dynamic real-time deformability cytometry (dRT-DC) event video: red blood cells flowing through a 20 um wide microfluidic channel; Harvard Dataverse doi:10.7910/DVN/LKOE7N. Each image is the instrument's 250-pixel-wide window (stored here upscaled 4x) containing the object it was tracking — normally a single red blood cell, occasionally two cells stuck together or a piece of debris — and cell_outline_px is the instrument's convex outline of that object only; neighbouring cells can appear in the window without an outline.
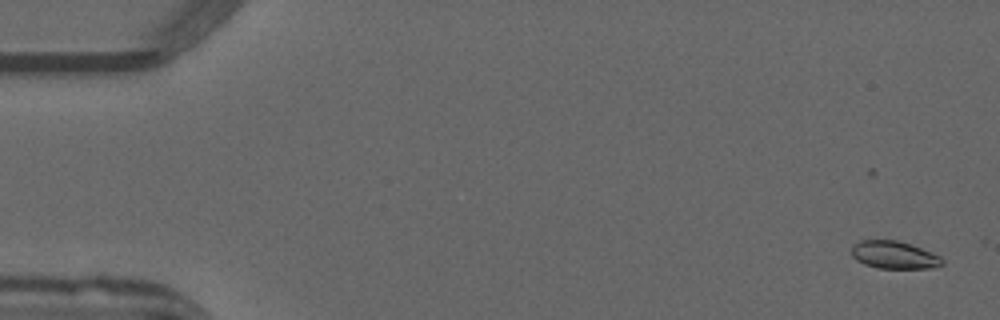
{"species": "common noctule bat (a hibernating species)", "species_latin": "Nyctalus noctula", "temperature_condition": "warm", "stored_images_in_passage": 51, "camera_frame_rate_fps": 3000, "um_per_image_px": 0.085, "animal": {"sex": "male", "forearm_length_mm": 52.5}, "frame": {"image": 1, "passage_image": 1, "time_ms": 0.0, "image_size_px": [1000, 320], "cell_outline_px": [[944, 264], [936, 268], [876, 268], [864, 264], [856, 260], [852, 256], [852, 244], [860, 240], [896, 240], [932, 252], [940, 256], [944, 260]], "centroid_in_image_um": [76.0, 21.68], "position_along_channel_um": 9.0, "area_um2": 14.68}}
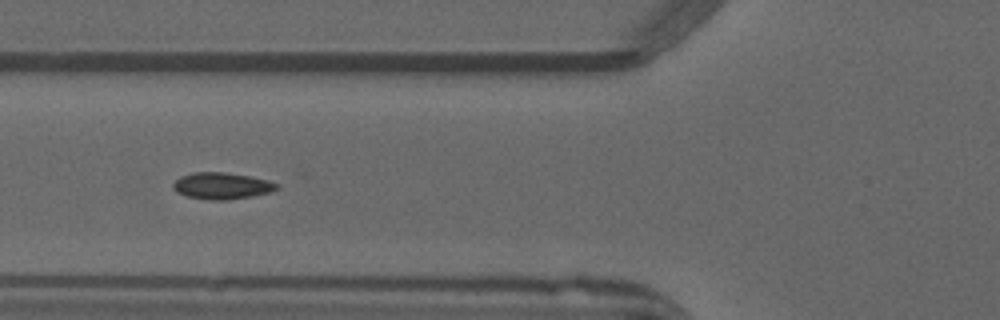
{"frame": {"image": 2, "passage_image": 19, "time_ms": 6.0, "image_size_px": [1000, 320], "cell_outline_px": [[280, 188], [268, 192], [252, 196], [228, 200], [208, 200], [184, 196], [176, 192], [172, 188], [172, 184], [180, 176], [192, 172], [224, 172], [248, 176], [268, 180], [280, 184]], "centroid_in_image_um": [18.82, 15.8], "position_along_channel_um": 107.0, "area_um2": 16.24}}
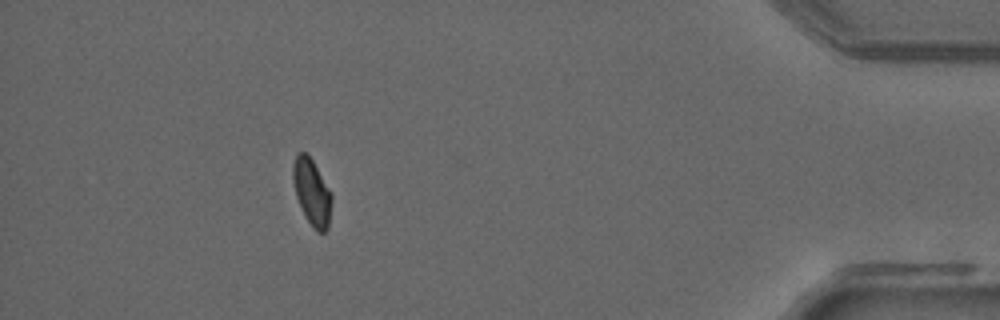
{"frame": {"image": 3, "passage_image": 46, "time_ms": 15.0, "image_size_px": [1000, 320], "cell_outline_px": [[332, 200], [328, 228], [324, 232], [316, 232], [312, 228], [296, 196], [292, 180], [292, 164], [296, 152], [304, 152], [312, 160], [332, 196]], "centroid_in_image_um": [26.48, 16.33], "position_along_channel_um": 408.7, "area_um2": 14.74}, "authors_computed_cell_mechanics": {"area_um2": 15.317, "velocity_mm_per_s": 3.9818, "shape_relaxation_time_tau1_ms": 7.645, "shape_relaxation_time_tau2_ms": 1.783, "deformation_change_tau1": 0.1606, "deformation_change_tau2": 0.0332}}